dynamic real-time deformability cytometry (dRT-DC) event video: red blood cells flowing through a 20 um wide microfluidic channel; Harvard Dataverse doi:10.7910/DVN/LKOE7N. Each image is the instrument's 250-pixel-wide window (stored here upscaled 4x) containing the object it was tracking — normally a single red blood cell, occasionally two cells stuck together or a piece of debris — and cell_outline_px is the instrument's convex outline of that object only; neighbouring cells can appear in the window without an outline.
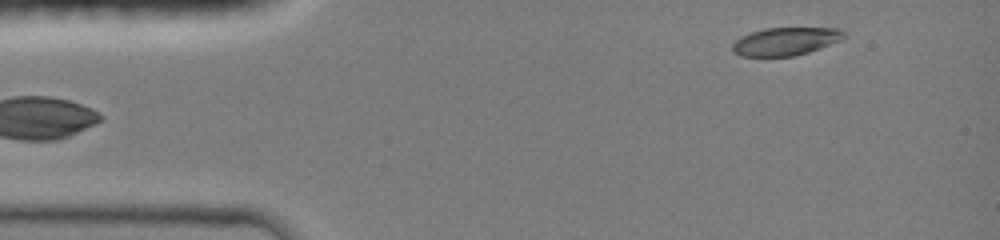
{"species": "common noctule bat (a hibernating species)", "species_latin": "Nyctalus noctula", "temperature_condition": "room temperature", "stored_images_in_passage": 12, "segment_of_instrument_passage": [2, 2], "camera_frame_rate_fps": 3000, "um_per_image_px": 0.085, "animal": {"sex": "female", "body_mass_g": 19.0, "forearm_length_mm": 51.5}, "frame": {"image": 1, "passage_image": 12, "time_ms": 4.667, "image_size_px": [1000, 240], "cell_outline_px": [[844, 36], [840, 40], [820, 48], [808, 52], [792, 56], [740, 56], [732, 52], [732, 44], [740, 36], [764, 28], [840, 28], [844, 32]], "centroid_in_image_um": [66.73, 3.51], "position_along_channel_um": 18.3, "area_um2": 18.09}}